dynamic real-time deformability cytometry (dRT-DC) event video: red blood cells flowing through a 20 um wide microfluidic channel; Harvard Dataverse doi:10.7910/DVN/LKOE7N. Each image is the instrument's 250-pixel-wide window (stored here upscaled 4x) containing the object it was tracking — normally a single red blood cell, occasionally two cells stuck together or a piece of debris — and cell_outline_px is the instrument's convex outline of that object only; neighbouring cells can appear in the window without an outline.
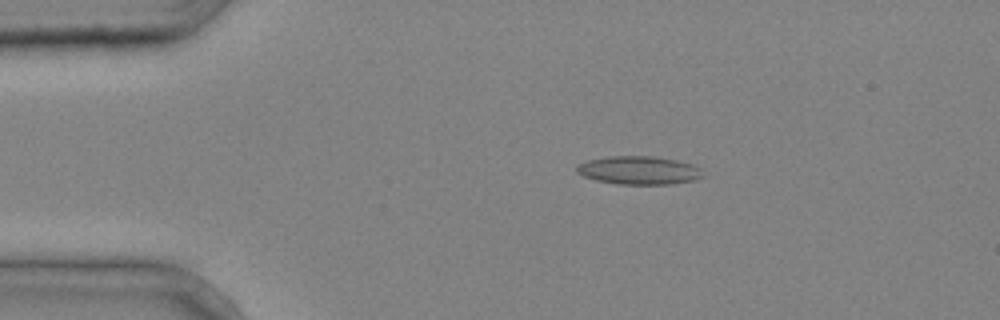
{"species": "common noctule bat (a hibernating species)", "species_latin": "Nyctalus noctula", "temperature_condition": "cold", "stored_images_in_passage": 41, "camera_frame_rate_fps": 3000, "um_per_image_px": 0.085, "animal": {"sex": "male", "body_mass_g": 20.4}, "frame": {"image": 1, "passage_image": 8, "time_ms": 2.333, "image_size_px": [1000, 320], "cell_outline_px": [[704, 176], [696, 180], [672, 184], [616, 184], [596, 180], [584, 176], [576, 172], [576, 168], [580, 164], [588, 160], [608, 156], [652, 156], [676, 160], [692, 164], [700, 168]], "centroid_in_image_um": [54.33, 14.48], "position_along_channel_um": 30.7, "area_um2": 20.81}}
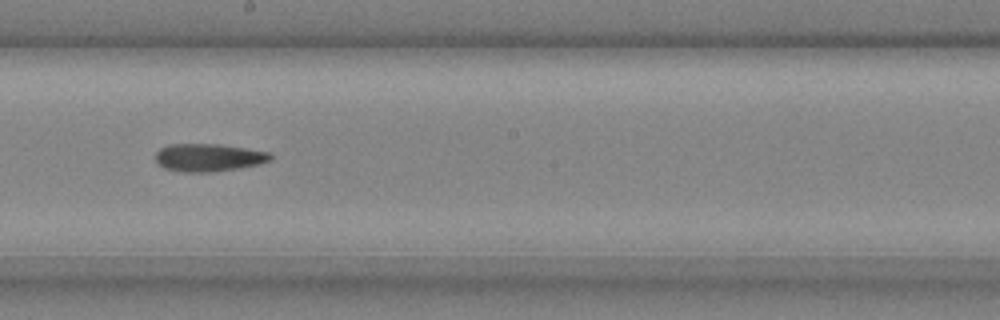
{"frame": {"image": 2, "passage_image": 24, "time_ms": 7.667, "image_size_px": [1000, 320], "cell_outline_px": [[272, 160], [260, 164], [240, 168], [208, 172], [184, 172], [164, 168], [156, 160], [156, 152], [160, 148], [168, 144], [220, 144], [272, 152]], "centroid_in_image_um": [17.77, 13.38], "position_along_channel_um": 230.4, "area_um2": 18.73}}
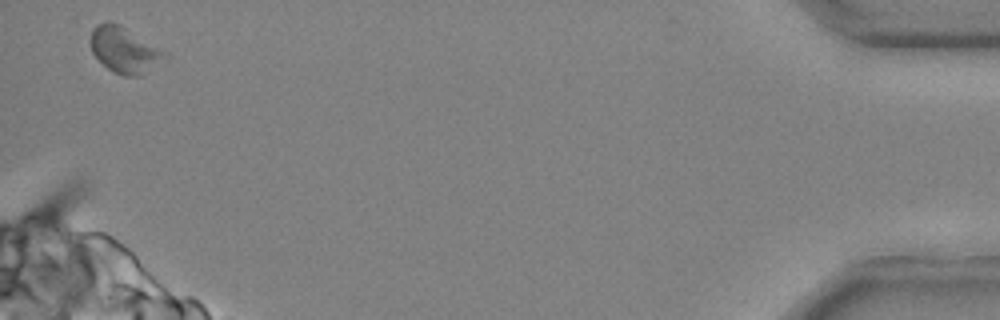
{"frame": {"image": 3, "passage_image": 41, "time_ms": 13.333, "image_size_px": [1000, 320], "cell_outline_px": [[168, 60], [140, 76], [124, 76], [112, 72], [92, 52], [88, 44], [88, 40], [96, 24], [120, 24], [168, 52]], "centroid_in_image_um": [10.63, 4.28], "position_along_channel_um": 424.6, "area_um2": 20.11}}